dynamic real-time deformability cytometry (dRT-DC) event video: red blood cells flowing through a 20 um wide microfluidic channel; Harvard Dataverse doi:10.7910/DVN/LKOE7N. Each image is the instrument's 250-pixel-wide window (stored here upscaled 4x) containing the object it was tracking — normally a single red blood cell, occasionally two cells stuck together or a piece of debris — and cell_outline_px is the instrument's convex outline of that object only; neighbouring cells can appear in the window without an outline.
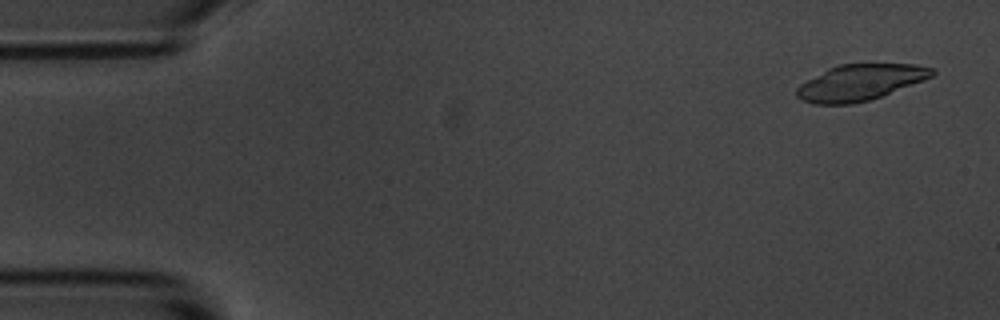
{"species": "common noctule bat (a hibernating species)", "species_latin": "Nyctalus noctula", "temperature_condition": "room temperature", "stored_images_in_passage": 54, "camera_frame_rate_fps": 3000, "um_per_image_px": 0.085, "animal": {"sex": "male", "body_mass_g": 20.1, "forearm_length_mm": 53.5}, "frame": {"image": 1, "passage_image": 3, "time_ms": 0.667, "image_size_px": [1000, 320], "cell_outline_px": [[936, 72], [932, 76], [924, 80], [872, 100], [852, 104], [812, 104], [800, 100], [796, 96], [796, 88], [800, 84], [828, 68], [840, 64], [916, 64], [932, 68]], "centroid_in_image_um": [73.09, 7.02], "position_along_channel_um": 11.9, "area_um2": 28.55}, "authors_computed_cell_mechanics": {"area_um2": 28.4376, "velocity_mm_per_s": 3.6587, "shape_relaxation_time_tau1_ms": 2.7913, "shape_relaxation_time_tau2_ms": 7.8, "deformation_change_tau1": 0.2732, "deformation_change_tau2": 0.1882}}